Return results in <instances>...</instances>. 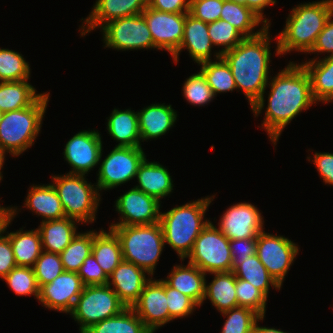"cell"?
Returning <instances> with one entry per match:
<instances>
[{"instance_id":"obj_14","label":"cell","mask_w":333,"mask_h":333,"mask_svg":"<svg viewBox=\"0 0 333 333\" xmlns=\"http://www.w3.org/2000/svg\"><path fill=\"white\" fill-rule=\"evenodd\" d=\"M161 203L136 187L131 188L115 201L120 218L111 225H150L160 221Z\"/></svg>"},{"instance_id":"obj_13","label":"cell","mask_w":333,"mask_h":333,"mask_svg":"<svg viewBox=\"0 0 333 333\" xmlns=\"http://www.w3.org/2000/svg\"><path fill=\"white\" fill-rule=\"evenodd\" d=\"M98 130H83L64 146V160L72 167L68 174L86 175L102 160L103 142Z\"/></svg>"},{"instance_id":"obj_23","label":"cell","mask_w":333,"mask_h":333,"mask_svg":"<svg viewBox=\"0 0 333 333\" xmlns=\"http://www.w3.org/2000/svg\"><path fill=\"white\" fill-rule=\"evenodd\" d=\"M141 142L161 138L174 127L177 111L172 105L152 103L137 111Z\"/></svg>"},{"instance_id":"obj_28","label":"cell","mask_w":333,"mask_h":333,"mask_svg":"<svg viewBox=\"0 0 333 333\" xmlns=\"http://www.w3.org/2000/svg\"><path fill=\"white\" fill-rule=\"evenodd\" d=\"M38 231L40 233L42 248L44 251L60 254L78 234L77 223L72 218H61L40 222Z\"/></svg>"},{"instance_id":"obj_8","label":"cell","mask_w":333,"mask_h":333,"mask_svg":"<svg viewBox=\"0 0 333 333\" xmlns=\"http://www.w3.org/2000/svg\"><path fill=\"white\" fill-rule=\"evenodd\" d=\"M125 304L108 285H87L77 298L70 316L84 333L93 324L121 313Z\"/></svg>"},{"instance_id":"obj_29","label":"cell","mask_w":333,"mask_h":333,"mask_svg":"<svg viewBox=\"0 0 333 333\" xmlns=\"http://www.w3.org/2000/svg\"><path fill=\"white\" fill-rule=\"evenodd\" d=\"M309 74L312 94L316 102H333V55L310 58L301 63Z\"/></svg>"},{"instance_id":"obj_43","label":"cell","mask_w":333,"mask_h":333,"mask_svg":"<svg viewBox=\"0 0 333 333\" xmlns=\"http://www.w3.org/2000/svg\"><path fill=\"white\" fill-rule=\"evenodd\" d=\"M236 297L238 306L253 309L265 317L267 297L247 280L236 278Z\"/></svg>"},{"instance_id":"obj_30","label":"cell","mask_w":333,"mask_h":333,"mask_svg":"<svg viewBox=\"0 0 333 333\" xmlns=\"http://www.w3.org/2000/svg\"><path fill=\"white\" fill-rule=\"evenodd\" d=\"M212 275L214 277L210 283L205 280L203 303L208 299L220 313L238 307L235 290L236 277L233 272L212 273Z\"/></svg>"},{"instance_id":"obj_18","label":"cell","mask_w":333,"mask_h":333,"mask_svg":"<svg viewBox=\"0 0 333 333\" xmlns=\"http://www.w3.org/2000/svg\"><path fill=\"white\" fill-rule=\"evenodd\" d=\"M85 285L76 272L63 271L40 288L39 303L48 310L69 314Z\"/></svg>"},{"instance_id":"obj_42","label":"cell","mask_w":333,"mask_h":333,"mask_svg":"<svg viewBox=\"0 0 333 333\" xmlns=\"http://www.w3.org/2000/svg\"><path fill=\"white\" fill-rule=\"evenodd\" d=\"M182 91L185 100L194 106L202 107L215 99L213 91L201 71L186 78Z\"/></svg>"},{"instance_id":"obj_31","label":"cell","mask_w":333,"mask_h":333,"mask_svg":"<svg viewBox=\"0 0 333 333\" xmlns=\"http://www.w3.org/2000/svg\"><path fill=\"white\" fill-rule=\"evenodd\" d=\"M92 254L102 270L109 276L121 263L122 251L119 238L109 230H93Z\"/></svg>"},{"instance_id":"obj_3","label":"cell","mask_w":333,"mask_h":333,"mask_svg":"<svg viewBox=\"0 0 333 333\" xmlns=\"http://www.w3.org/2000/svg\"><path fill=\"white\" fill-rule=\"evenodd\" d=\"M332 14L333 0L305 2L293 7L283 30L274 38L276 55L281 57L291 51L307 54Z\"/></svg>"},{"instance_id":"obj_1","label":"cell","mask_w":333,"mask_h":333,"mask_svg":"<svg viewBox=\"0 0 333 333\" xmlns=\"http://www.w3.org/2000/svg\"><path fill=\"white\" fill-rule=\"evenodd\" d=\"M269 80L266 87L270 92L261 129L264 128L275 147L292 119L317 102L312 94L309 74L301 63L290 61Z\"/></svg>"},{"instance_id":"obj_27","label":"cell","mask_w":333,"mask_h":333,"mask_svg":"<svg viewBox=\"0 0 333 333\" xmlns=\"http://www.w3.org/2000/svg\"><path fill=\"white\" fill-rule=\"evenodd\" d=\"M106 126L107 133L118 142L115 146L142 147L137 111L114 108Z\"/></svg>"},{"instance_id":"obj_56","label":"cell","mask_w":333,"mask_h":333,"mask_svg":"<svg viewBox=\"0 0 333 333\" xmlns=\"http://www.w3.org/2000/svg\"><path fill=\"white\" fill-rule=\"evenodd\" d=\"M8 214V210H7V207H4V206H1L0 205V226H1V223L4 219V217Z\"/></svg>"},{"instance_id":"obj_39","label":"cell","mask_w":333,"mask_h":333,"mask_svg":"<svg viewBox=\"0 0 333 333\" xmlns=\"http://www.w3.org/2000/svg\"><path fill=\"white\" fill-rule=\"evenodd\" d=\"M8 287L18 296L33 295L39 300L40 287L33 268L15 267L3 279Z\"/></svg>"},{"instance_id":"obj_44","label":"cell","mask_w":333,"mask_h":333,"mask_svg":"<svg viewBox=\"0 0 333 333\" xmlns=\"http://www.w3.org/2000/svg\"><path fill=\"white\" fill-rule=\"evenodd\" d=\"M33 270L40 288L51 283L64 271L60 254L43 250L36 260Z\"/></svg>"},{"instance_id":"obj_7","label":"cell","mask_w":333,"mask_h":333,"mask_svg":"<svg viewBox=\"0 0 333 333\" xmlns=\"http://www.w3.org/2000/svg\"><path fill=\"white\" fill-rule=\"evenodd\" d=\"M85 176L87 175L68 173L51 176V183L58 193L65 217L81 224L94 223L102 200L97 185L88 183Z\"/></svg>"},{"instance_id":"obj_40","label":"cell","mask_w":333,"mask_h":333,"mask_svg":"<svg viewBox=\"0 0 333 333\" xmlns=\"http://www.w3.org/2000/svg\"><path fill=\"white\" fill-rule=\"evenodd\" d=\"M227 318L223 324L221 333H252L255 324L261 317L253 309L248 307H235L221 313Z\"/></svg>"},{"instance_id":"obj_50","label":"cell","mask_w":333,"mask_h":333,"mask_svg":"<svg viewBox=\"0 0 333 333\" xmlns=\"http://www.w3.org/2000/svg\"><path fill=\"white\" fill-rule=\"evenodd\" d=\"M313 156H308V161L310 162V157H312L313 160L311 162H314L313 164L317 168L323 183L333 186V153L315 152Z\"/></svg>"},{"instance_id":"obj_48","label":"cell","mask_w":333,"mask_h":333,"mask_svg":"<svg viewBox=\"0 0 333 333\" xmlns=\"http://www.w3.org/2000/svg\"><path fill=\"white\" fill-rule=\"evenodd\" d=\"M229 246L233 258L232 271L244 262V259L256 254V238L230 240Z\"/></svg>"},{"instance_id":"obj_51","label":"cell","mask_w":333,"mask_h":333,"mask_svg":"<svg viewBox=\"0 0 333 333\" xmlns=\"http://www.w3.org/2000/svg\"><path fill=\"white\" fill-rule=\"evenodd\" d=\"M17 267L9 238L0 230V279Z\"/></svg>"},{"instance_id":"obj_47","label":"cell","mask_w":333,"mask_h":333,"mask_svg":"<svg viewBox=\"0 0 333 333\" xmlns=\"http://www.w3.org/2000/svg\"><path fill=\"white\" fill-rule=\"evenodd\" d=\"M77 274L85 286L106 285L108 282V276L97 263L92 253L84 260Z\"/></svg>"},{"instance_id":"obj_17","label":"cell","mask_w":333,"mask_h":333,"mask_svg":"<svg viewBox=\"0 0 333 333\" xmlns=\"http://www.w3.org/2000/svg\"><path fill=\"white\" fill-rule=\"evenodd\" d=\"M131 308L152 333L165 326L169 322L165 282L151 278Z\"/></svg>"},{"instance_id":"obj_55","label":"cell","mask_w":333,"mask_h":333,"mask_svg":"<svg viewBox=\"0 0 333 333\" xmlns=\"http://www.w3.org/2000/svg\"><path fill=\"white\" fill-rule=\"evenodd\" d=\"M6 154H8L0 145V178L3 180V174L1 172V170L4 168V162H5V157Z\"/></svg>"},{"instance_id":"obj_20","label":"cell","mask_w":333,"mask_h":333,"mask_svg":"<svg viewBox=\"0 0 333 333\" xmlns=\"http://www.w3.org/2000/svg\"><path fill=\"white\" fill-rule=\"evenodd\" d=\"M147 6L148 0H96L89 15L81 19L83 24L79 25L80 37L95 28L101 29L112 20L142 14Z\"/></svg>"},{"instance_id":"obj_46","label":"cell","mask_w":333,"mask_h":333,"mask_svg":"<svg viewBox=\"0 0 333 333\" xmlns=\"http://www.w3.org/2000/svg\"><path fill=\"white\" fill-rule=\"evenodd\" d=\"M223 0H190L189 13L205 23L220 19Z\"/></svg>"},{"instance_id":"obj_15","label":"cell","mask_w":333,"mask_h":333,"mask_svg":"<svg viewBox=\"0 0 333 333\" xmlns=\"http://www.w3.org/2000/svg\"><path fill=\"white\" fill-rule=\"evenodd\" d=\"M142 15L151 32L154 46L172 56L181 45L187 13L160 12L147 6Z\"/></svg>"},{"instance_id":"obj_2","label":"cell","mask_w":333,"mask_h":333,"mask_svg":"<svg viewBox=\"0 0 333 333\" xmlns=\"http://www.w3.org/2000/svg\"><path fill=\"white\" fill-rule=\"evenodd\" d=\"M267 26L259 35L245 37L237 46L221 54L231 68L236 87L243 92L254 116L265 106L266 86L271 77L272 36Z\"/></svg>"},{"instance_id":"obj_9","label":"cell","mask_w":333,"mask_h":333,"mask_svg":"<svg viewBox=\"0 0 333 333\" xmlns=\"http://www.w3.org/2000/svg\"><path fill=\"white\" fill-rule=\"evenodd\" d=\"M229 242L230 240L210 221L196 238L187 257L188 263L209 275L232 271L233 258Z\"/></svg>"},{"instance_id":"obj_33","label":"cell","mask_w":333,"mask_h":333,"mask_svg":"<svg viewBox=\"0 0 333 333\" xmlns=\"http://www.w3.org/2000/svg\"><path fill=\"white\" fill-rule=\"evenodd\" d=\"M36 92L28 80L0 82V111L5 113L31 106L43 94Z\"/></svg>"},{"instance_id":"obj_19","label":"cell","mask_w":333,"mask_h":333,"mask_svg":"<svg viewBox=\"0 0 333 333\" xmlns=\"http://www.w3.org/2000/svg\"><path fill=\"white\" fill-rule=\"evenodd\" d=\"M21 209H18L16 206L7 207L8 214L4 217L0 230L9 238L17 266L33 268L36 260L43 251L38 229L24 231L23 228L25 227H22L10 233L7 231V227H9Z\"/></svg>"},{"instance_id":"obj_16","label":"cell","mask_w":333,"mask_h":333,"mask_svg":"<svg viewBox=\"0 0 333 333\" xmlns=\"http://www.w3.org/2000/svg\"><path fill=\"white\" fill-rule=\"evenodd\" d=\"M218 229L229 239L257 238L264 230V219L260 210L251 203L239 202L222 213Z\"/></svg>"},{"instance_id":"obj_10","label":"cell","mask_w":333,"mask_h":333,"mask_svg":"<svg viewBox=\"0 0 333 333\" xmlns=\"http://www.w3.org/2000/svg\"><path fill=\"white\" fill-rule=\"evenodd\" d=\"M145 158L142 147L115 146L100 162L95 183L98 190H111L133 180Z\"/></svg>"},{"instance_id":"obj_24","label":"cell","mask_w":333,"mask_h":333,"mask_svg":"<svg viewBox=\"0 0 333 333\" xmlns=\"http://www.w3.org/2000/svg\"><path fill=\"white\" fill-rule=\"evenodd\" d=\"M207 274L193 264L174 265L168 276L162 280L171 288L190 297L199 307L203 304L205 295V280Z\"/></svg>"},{"instance_id":"obj_22","label":"cell","mask_w":333,"mask_h":333,"mask_svg":"<svg viewBox=\"0 0 333 333\" xmlns=\"http://www.w3.org/2000/svg\"><path fill=\"white\" fill-rule=\"evenodd\" d=\"M151 278L152 277L142 268L122 260L108 276L107 284L118 295L119 299L126 307H132L139 299L145 284Z\"/></svg>"},{"instance_id":"obj_12","label":"cell","mask_w":333,"mask_h":333,"mask_svg":"<svg viewBox=\"0 0 333 333\" xmlns=\"http://www.w3.org/2000/svg\"><path fill=\"white\" fill-rule=\"evenodd\" d=\"M299 251L295 242L282 235L263 230L256 238L257 257L281 287Z\"/></svg>"},{"instance_id":"obj_34","label":"cell","mask_w":333,"mask_h":333,"mask_svg":"<svg viewBox=\"0 0 333 333\" xmlns=\"http://www.w3.org/2000/svg\"><path fill=\"white\" fill-rule=\"evenodd\" d=\"M84 333H152L131 307L93 324Z\"/></svg>"},{"instance_id":"obj_38","label":"cell","mask_w":333,"mask_h":333,"mask_svg":"<svg viewBox=\"0 0 333 333\" xmlns=\"http://www.w3.org/2000/svg\"><path fill=\"white\" fill-rule=\"evenodd\" d=\"M30 64L23 55L8 48H0V82L29 80Z\"/></svg>"},{"instance_id":"obj_4","label":"cell","mask_w":333,"mask_h":333,"mask_svg":"<svg viewBox=\"0 0 333 333\" xmlns=\"http://www.w3.org/2000/svg\"><path fill=\"white\" fill-rule=\"evenodd\" d=\"M214 197L216 196L201 197L167 212H160L159 222L165 245L168 244L177 253L181 263L191 253L196 238L210 222V219L204 217Z\"/></svg>"},{"instance_id":"obj_45","label":"cell","mask_w":333,"mask_h":333,"mask_svg":"<svg viewBox=\"0 0 333 333\" xmlns=\"http://www.w3.org/2000/svg\"><path fill=\"white\" fill-rule=\"evenodd\" d=\"M165 292L169 310V323L175 319L191 316L199 307L190 297L169 287L166 283Z\"/></svg>"},{"instance_id":"obj_37","label":"cell","mask_w":333,"mask_h":333,"mask_svg":"<svg viewBox=\"0 0 333 333\" xmlns=\"http://www.w3.org/2000/svg\"><path fill=\"white\" fill-rule=\"evenodd\" d=\"M93 230L79 232L60 253L64 271L78 272L84 260L92 253Z\"/></svg>"},{"instance_id":"obj_5","label":"cell","mask_w":333,"mask_h":333,"mask_svg":"<svg viewBox=\"0 0 333 333\" xmlns=\"http://www.w3.org/2000/svg\"><path fill=\"white\" fill-rule=\"evenodd\" d=\"M50 93H43L31 106L3 113L0 122V145L13 157L32 147L39 136Z\"/></svg>"},{"instance_id":"obj_36","label":"cell","mask_w":333,"mask_h":333,"mask_svg":"<svg viewBox=\"0 0 333 333\" xmlns=\"http://www.w3.org/2000/svg\"><path fill=\"white\" fill-rule=\"evenodd\" d=\"M199 65L200 71L205 76L215 97L218 93L237 90L231 68L222 56L214 61H206Z\"/></svg>"},{"instance_id":"obj_26","label":"cell","mask_w":333,"mask_h":333,"mask_svg":"<svg viewBox=\"0 0 333 333\" xmlns=\"http://www.w3.org/2000/svg\"><path fill=\"white\" fill-rule=\"evenodd\" d=\"M29 188L22 207H26V209L40 216L42 218L41 222L65 217L58 193L52 183L42 185L33 184Z\"/></svg>"},{"instance_id":"obj_11","label":"cell","mask_w":333,"mask_h":333,"mask_svg":"<svg viewBox=\"0 0 333 333\" xmlns=\"http://www.w3.org/2000/svg\"><path fill=\"white\" fill-rule=\"evenodd\" d=\"M105 48L117 51L156 49L151 32L142 14L123 17L106 23L101 29Z\"/></svg>"},{"instance_id":"obj_32","label":"cell","mask_w":333,"mask_h":333,"mask_svg":"<svg viewBox=\"0 0 333 333\" xmlns=\"http://www.w3.org/2000/svg\"><path fill=\"white\" fill-rule=\"evenodd\" d=\"M220 19L236 27L244 37L257 36L267 27V24L250 8L230 0H223ZM260 25L261 27L255 31Z\"/></svg>"},{"instance_id":"obj_41","label":"cell","mask_w":333,"mask_h":333,"mask_svg":"<svg viewBox=\"0 0 333 333\" xmlns=\"http://www.w3.org/2000/svg\"><path fill=\"white\" fill-rule=\"evenodd\" d=\"M208 33L213 46L222 47L219 49L221 54L233 49L245 38L236 27L222 19L208 23Z\"/></svg>"},{"instance_id":"obj_53","label":"cell","mask_w":333,"mask_h":333,"mask_svg":"<svg viewBox=\"0 0 333 333\" xmlns=\"http://www.w3.org/2000/svg\"><path fill=\"white\" fill-rule=\"evenodd\" d=\"M232 2L244 5L250 8L255 14H257L267 26H271V22L265 17L264 11L266 7L275 5L276 0H230ZM265 17V18H264Z\"/></svg>"},{"instance_id":"obj_21","label":"cell","mask_w":333,"mask_h":333,"mask_svg":"<svg viewBox=\"0 0 333 333\" xmlns=\"http://www.w3.org/2000/svg\"><path fill=\"white\" fill-rule=\"evenodd\" d=\"M212 41L208 33V23L195 18L189 12L185 17L184 34L179 49L171 56L173 61L178 63L179 56L183 49H186L190 58L196 63L201 64L221 57L219 51L212 52Z\"/></svg>"},{"instance_id":"obj_54","label":"cell","mask_w":333,"mask_h":333,"mask_svg":"<svg viewBox=\"0 0 333 333\" xmlns=\"http://www.w3.org/2000/svg\"><path fill=\"white\" fill-rule=\"evenodd\" d=\"M264 320V316H261L258 321L255 324L254 330L252 331V333H289V332H284L281 329H277L274 327H265V326H259L258 322L259 321H263Z\"/></svg>"},{"instance_id":"obj_6","label":"cell","mask_w":333,"mask_h":333,"mask_svg":"<svg viewBox=\"0 0 333 333\" xmlns=\"http://www.w3.org/2000/svg\"><path fill=\"white\" fill-rule=\"evenodd\" d=\"M119 238L122 258L153 277L157 262L165 248L160 222L150 225H109Z\"/></svg>"},{"instance_id":"obj_25","label":"cell","mask_w":333,"mask_h":333,"mask_svg":"<svg viewBox=\"0 0 333 333\" xmlns=\"http://www.w3.org/2000/svg\"><path fill=\"white\" fill-rule=\"evenodd\" d=\"M138 188L147 195L161 199L173 193V179L166 167L159 162L148 161L147 157L139 165L136 177Z\"/></svg>"},{"instance_id":"obj_35","label":"cell","mask_w":333,"mask_h":333,"mask_svg":"<svg viewBox=\"0 0 333 333\" xmlns=\"http://www.w3.org/2000/svg\"><path fill=\"white\" fill-rule=\"evenodd\" d=\"M236 278L247 280L259 289L267 298L271 287L281 290V286L269 274L266 267L261 263L256 254L244 259L233 271Z\"/></svg>"},{"instance_id":"obj_57","label":"cell","mask_w":333,"mask_h":333,"mask_svg":"<svg viewBox=\"0 0 333 333\" xmlns=\"http://www.w3.org/2000/svg\"><path fill=\"white\" fill-rule=\"evenodd\" d=\"M2 116H3V112L0 111V122H1Z\"/></svg>"},{"instance_id":"obj_49","label":"cell","mask_w":333,"mask_h":333,"mask_svg":"<svg viewBox=\"0 0 333 333\" xmlns=\"http://www.w3.org/2000/svg\"><path fill=\"white\" fill-rule=\"evenodd\" d=\"M316 53L319 55L327 54L328 56L333 55V14L326 22L323 30L319 33L316 38L315 44L312 49L308 52V54Z\"/></svg>"},{"instance_id":"obj_52","label":"cell","mask_w":333,"mask_h":333,"mask_svg":"<svg viewBox=\"0 0 333 333\" xmlns=\"http://www.w3.org/2000/svg\"><path fill=\"white\" fill-rule=\"evenodd\" d=\"M148 7L167 13H188L190 0H148Z\"/></svg>"}]
</instances>
